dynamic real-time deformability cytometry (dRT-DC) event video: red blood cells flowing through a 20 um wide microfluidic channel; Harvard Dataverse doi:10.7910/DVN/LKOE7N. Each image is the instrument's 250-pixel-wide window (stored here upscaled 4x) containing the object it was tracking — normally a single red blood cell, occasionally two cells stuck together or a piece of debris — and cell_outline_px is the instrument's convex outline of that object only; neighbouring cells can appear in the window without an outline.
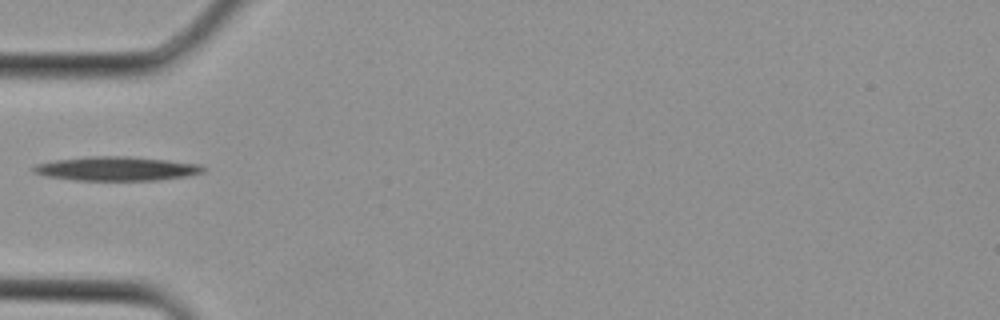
{"species": "Egyptian fruit bat (a non-hibernating species)", "species_latin": "Rousettus aegyptiacus", "temperature_condition": "cold", "stored_images_in_passage": 1, "camera_frame_rate_fps": 3000, "um_per_image_px": 0.085, "animal": {"sex": "female"}, "frame": {"image": 1, "passage_image": 1, "time_ms": 0.0, "image_size_px": [1000, 320], "cell_outline_px": [[204, 172], [188, 176], [156, 180], [72, 180], [44, 176], [32, 172], [28, 168], [36, 164], [56, 160], [92, 156], [128, 156], [168, 160], [200, 164], [204, 168]], "centroid_in_image_um": [9.85, 14.34], "position_along_channel_um": 75.1, "area_um2": 23.93}}